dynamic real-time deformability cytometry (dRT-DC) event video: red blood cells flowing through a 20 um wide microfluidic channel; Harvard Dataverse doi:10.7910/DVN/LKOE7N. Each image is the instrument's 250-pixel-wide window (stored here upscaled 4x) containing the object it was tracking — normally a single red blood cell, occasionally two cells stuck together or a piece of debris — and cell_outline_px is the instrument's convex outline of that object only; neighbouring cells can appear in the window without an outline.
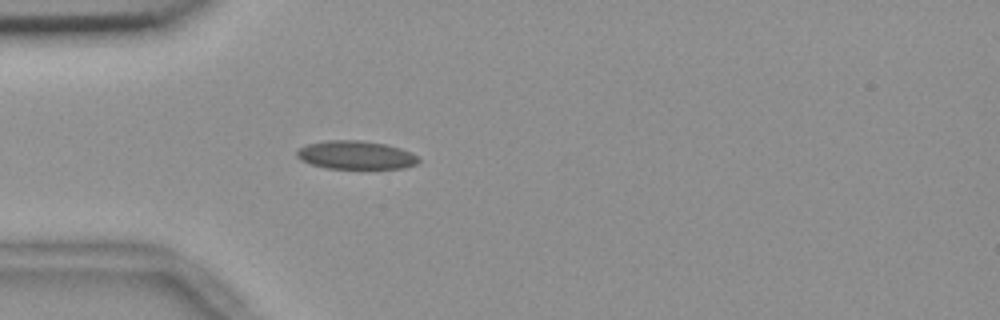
{"species": "common noctule bat (a hibernating species)", "species_latin": "Nyctalus noctula", "temperature_condition": "room temperature", "stored_images_in_passage": 42, "camera_frame_rate_fps": 3000, "um_per_image_px": 0.085, "animal": {"sex": "female", "body_mass_g": 18.4}, "frame": {"image": 1, "passage_image": 6, "time_ms": 1.667, "image_size_px": [1000, 320], "cell_outline_px": [[420, 160], [416, 164], [404, 168], [328, 168], [312, 164], [300, 160], [296, 156], [296, 152], [300, 148], [308, 144], [328, 140], [356, 140], [384, 144], [400, 148], [416, 156]], "centroid_in_image_um": [30.22, 13.18], "position_along_channel_um": 54.8, "area_um2": 19.77}}
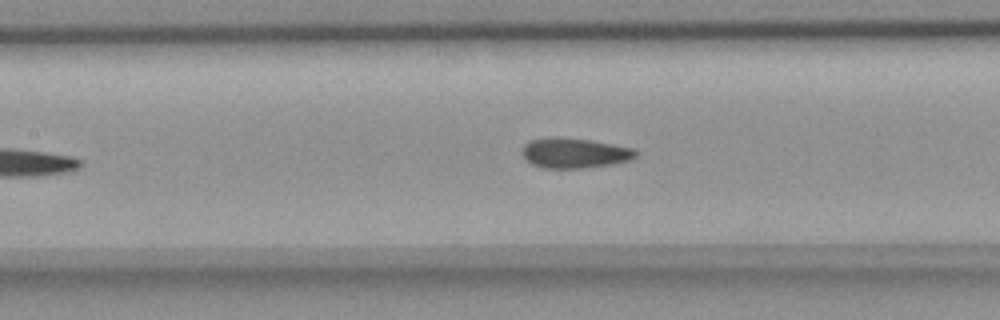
{"frame": {"image": 2, "passage_image": 15, "time_ms": 4.667, "image_size_px": [1000, 320], "cell_outline_px": [[640, 152], [636, 156], [628, 160], [612, 164], [584, 168], [544, 168], [532, 164], [524, 156], [524, 144], [532, 140], [592, 140], [636, 148]], "centroid_in_image_um": [48.96, 13.05], "position_along_channel_um": 158.4, "area_um2": 19.07}}
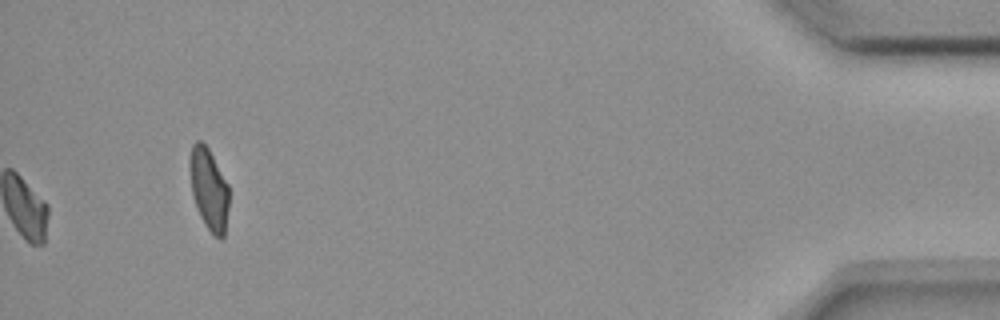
{"frame": {"image": 3, "passage_image": 42, "time_ms": 13.667, "image_size_px": [1000, 320], "cell_outline_px": [[228, 208], [224, 236], [220, 240], [204, 224], [200, 216], [192, 196], [188, 168], [188, 156], [192, 144], [196, 140], [200, 140], [208, 148], [228, 184]], "centroid_in_image_um": [17.71, 16.02], "position_along_channel_um": 417.5, "area_um2": 18.84}, "authors_computed_cell_mechanics": {"area_um2": 18.8139, "velocity_mm_per_s": 3.6883, "shape_relaxation_time_tau1_ms": 2.5057, "shape_relaxation_time_tau2_ms": null, "deformation_change_tau1": 0.0465, "deformation_change_tau2": null}}